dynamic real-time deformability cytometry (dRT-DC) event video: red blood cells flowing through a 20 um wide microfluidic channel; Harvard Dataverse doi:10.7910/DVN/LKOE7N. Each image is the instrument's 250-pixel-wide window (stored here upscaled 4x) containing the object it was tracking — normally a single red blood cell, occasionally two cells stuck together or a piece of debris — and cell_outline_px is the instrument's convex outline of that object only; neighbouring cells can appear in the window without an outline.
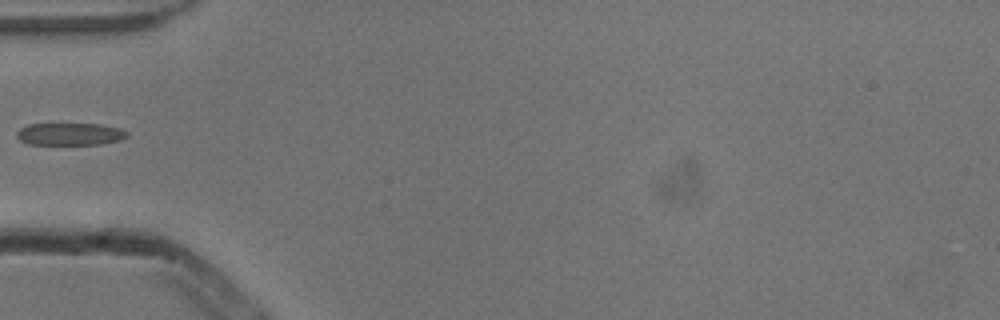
{"species": "common noctule bat (a hibernating species)", "species_latin": "Nyctalus noctula", "temperature_condition": "cold", "stored_images_in_passage": 5, "camera_frame_rate_fps": 3000, "um_per_image_px": 0.085, "animal": {"sex": "male", "body_mass_g": 13.3}, "frame": {"image": 1, "passage_image": 4, "time_ms": 1.0, "image_size_px": [1000, 320], "cell_outline_px": [[128, 136], [120, 140], [104, 144], [28, 144], [20, 140], [16, 136], [16, 132], [20, 128], [28, 124], [100, 124], [120, 128], [128, 132]], "centroid_in_image_um": [5.95, 11.39], "position_along_channel_um": 79.0, "area_um2": 14.39}}
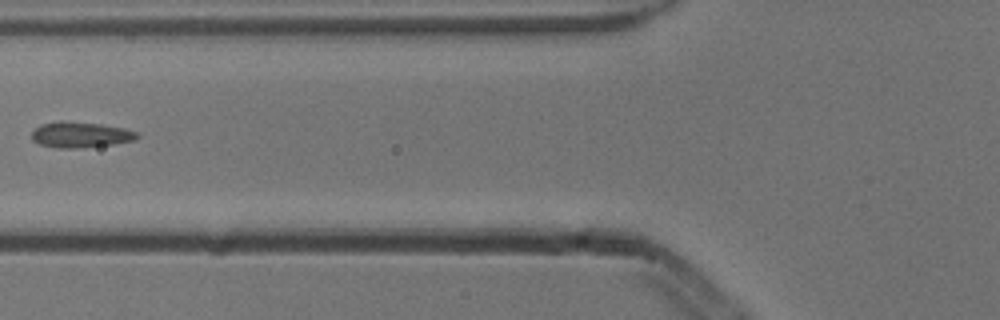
{"frame": {"image": 2, "passage_image": 5, "time_ms": 1.333, "image_size_px": [1000, 320], "cell_outline_px": [[140, 136], [136, 140], [112, 144], [84, 148], [56, 148], [40, 144], [32, 140], [32, 132], [40, 124], [60, 120], [100, 124], [124, 128], [136, 132]], "centroid_in_image_um": [6.83, 11.45], "position_along_channel_um": 119.0, "area_um2": 15.9}}